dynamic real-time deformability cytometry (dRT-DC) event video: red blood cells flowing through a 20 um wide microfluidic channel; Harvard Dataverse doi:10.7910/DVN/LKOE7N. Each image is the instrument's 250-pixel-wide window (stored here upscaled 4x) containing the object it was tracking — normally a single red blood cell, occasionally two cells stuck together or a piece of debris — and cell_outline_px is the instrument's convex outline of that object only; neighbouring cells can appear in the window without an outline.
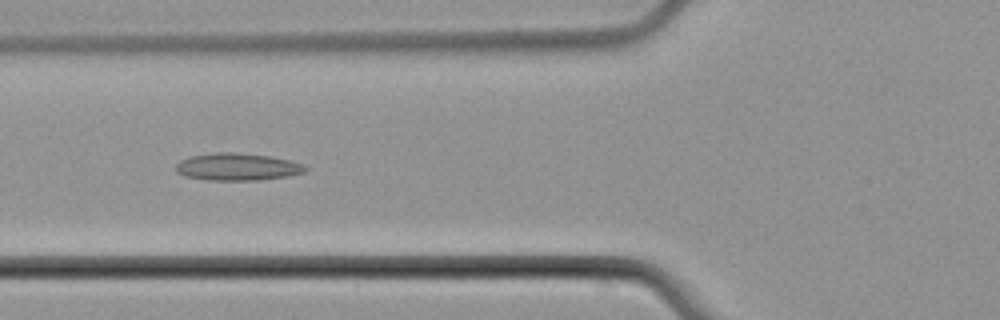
{"species": "common noctule bat (a hibernating species)", "species_latin": "Nyctalus noctula", "temperature_condition": "cold", "stored_images_in_passage": 7, "camera_frame_rate_fps": 3000, "um_per_image_px": 0.085, "animal": {"sex": "male", "body_mass_g": 21.5, "forearm_length_mm": 52.0}, "frame": {"image": 1, "passage_image": 3, "time_ms": 2.667, "image_size_px": [1000, 320], "cell_outline_px": [[308, 168], [304, 172], [288, 176], [260, 180], [208, 180], [184, 176], [176, 172], [176, 164], [180, 160], [188, 156], [216, 152], [236, 152], [268, 156], [288, 160], [304, 164]], "centroid_in_image_um": [20.14, 14.18], "position_along_channel_um": 105.7, "area_um2": 20.69}}
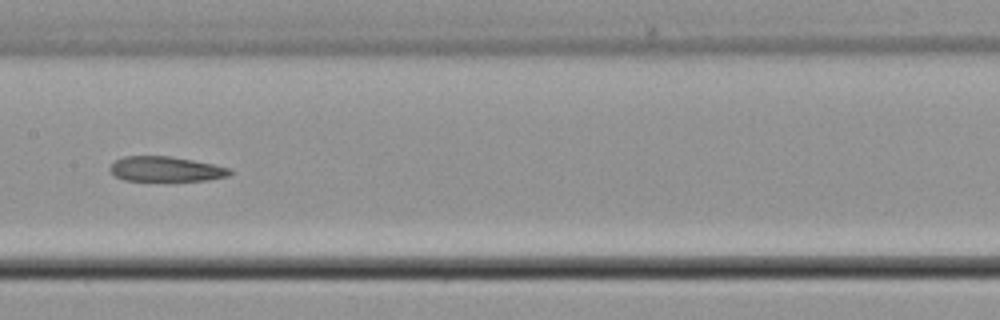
{"frame": {"image": 2, "passage_image": 5, "time_ms": 5.0, "image_size_px": [1000, 320], "cell_outline_px": [[232, 172], [228, 176], [208, 180], [124, 180], [116, 176], [112, 172], [112, 164], [116, 160], [124, 156], [172, 156], [232, 168]], "centroid_in_image_um": [14.15, 14.36], "position_along_channel_um": 193.3, "area_um2": 17.17}}
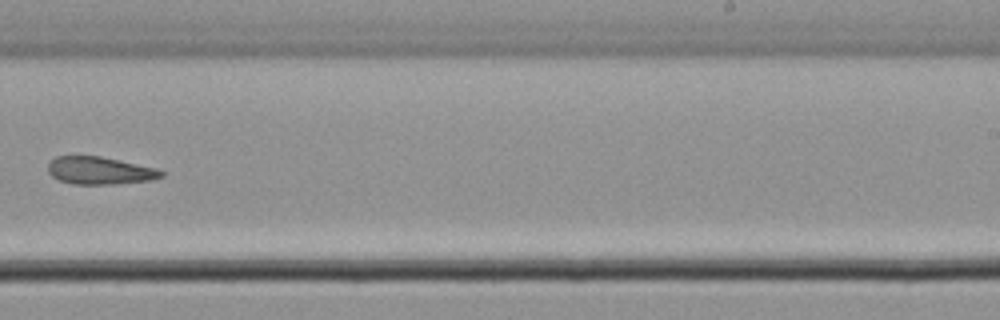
{"frame": {"image": 3, "passage_image": 7, "time_ms": 7.333, "image_size_px": [1000, 320], "cell_outline_px": [[164, 176], [152, 180], [116, 184], [76, 184], [60, 180], [52, 176], [48, 172], [48, 164], [56, 156], [100, 156], [156, 168], [164, 172]], "centroid_in_image_um": [8.5, 14.5], "position_along_channel_um": 280.5, "area_um2": 18.09}}